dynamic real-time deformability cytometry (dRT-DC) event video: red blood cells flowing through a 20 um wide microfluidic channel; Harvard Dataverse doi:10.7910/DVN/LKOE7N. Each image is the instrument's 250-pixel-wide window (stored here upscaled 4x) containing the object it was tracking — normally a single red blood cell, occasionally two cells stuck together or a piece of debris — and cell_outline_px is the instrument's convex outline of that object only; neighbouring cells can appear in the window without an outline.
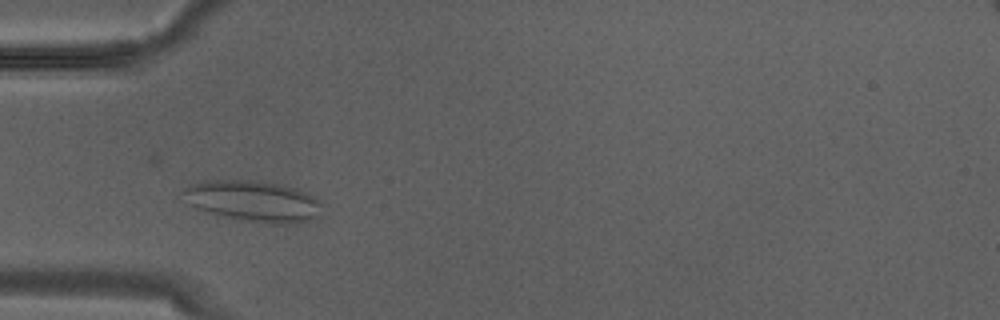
{"species": "Egyptian fruit bat (a non-hibernating species)", "species_latin": "Rousettus aegyptiacus", "temperature_condition": "warm", "stored_images_in_passage": 21, "camera_frame_rate_fps": 3000, "um_per_image_px": 0.085, "animal": {"sex": "male"}, "frame": {"image": 1, "passage_image": 1, "time_ms": 0.0, "image_size_px": [1000, 320], "cell_outline_px": [[320, 216], [308, 220], [292, 224], [268, 224], [220, 216], [204, 212], [188, 204], [184, 192], [192, 184], [204, 180], [264, 180], [284, 184], [300, 188], [308, 192], [320, 200]], "centroid_in_image_um": [21.59, 17.09], "position_along_channel_um": 63.4, "area_um2": 33.76}}
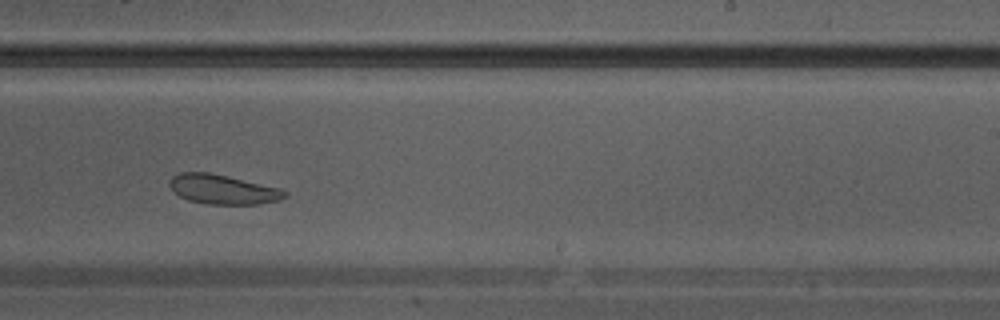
{"frame": {"image": 2, "passage_image": 10, "time_ms": 3.0, "image_size_px": [1000, 320], "cell_outline_px": [[288, 196], [280, 200], [260, 204], [208, 204], [188, 200], [172, 192], [168, 184], [168, 180], [172, 176], [180, 172], [208, 172], [228, 176], [280, 188], [288, 192]], "centroid_in_image_um": [18.92, 16.09], "position_along_channel_um": 270.1, "area_um2": 20.06}}